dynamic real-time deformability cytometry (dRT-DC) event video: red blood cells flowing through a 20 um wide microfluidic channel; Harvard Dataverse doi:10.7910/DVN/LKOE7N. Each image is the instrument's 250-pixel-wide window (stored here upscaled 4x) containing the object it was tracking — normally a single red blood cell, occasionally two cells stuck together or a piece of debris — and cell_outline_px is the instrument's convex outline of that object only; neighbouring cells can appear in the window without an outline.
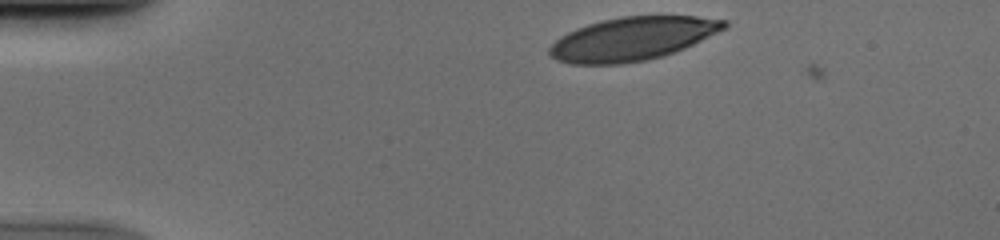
{"species": "human", "species_latin": "Homo sapiens", "temperature_condition": "cold", "stored_images_in_passage": 35, "camera_frame_rate_fps": 3000, "um_per_image_px": 0.085, "donor": {"sex": "male"}, "frame": {"image": 1, "passage_image": 1, "time_ms": 0.0, "image_size_px": [1000, 240], "cell_outline_px": [[728, 28], [684, 48], [664, 56], [644, 60], [620, 64], [572, 64], [556, 60], [548, 52], [548, 48], [560, 36], [576, 28], [588, 24], [620, 16], [696, 16], [728, 20]], "centroid_in_image_um": [53.78, 3.29], "position_along_channel_um": 31.2, "area_um2": 44.16}}
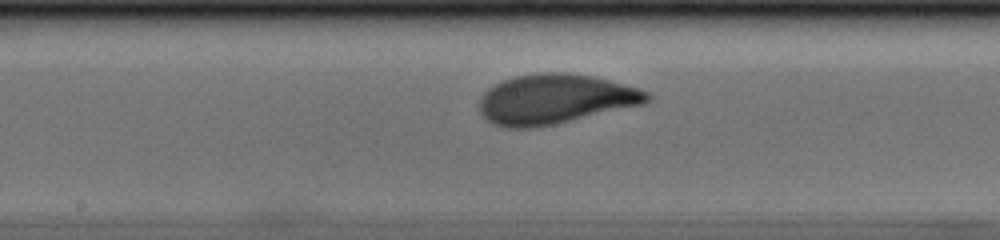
{"frame": {"image": 2, "passage_image": 19, "time_ms": 6.0, "image_size_px": [1000, 240], "cell_outline_px": [[652, 96], [648, 100], [640, 104], [552, 124], [532, 128], [504, 128], [492, 124], [480, 112], [480, 100], [484, 92], [488, 88], [504, 80], [516, 76], [536, 72], [568, 72], [596, 76], [640, 88], [648, 92]], "centroid_in_image_um": [47.15, 8.4], "position_along_channel_um": 201.0, "area_um2": 48.32}}
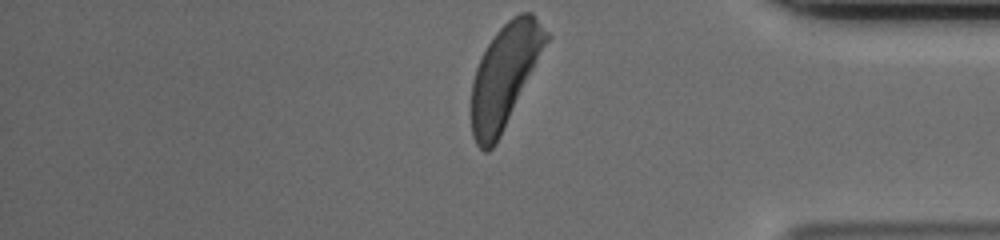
{"frame": {"image": 3, "passage_image": 35, "time_ms": 11.333, "image_size_px": [1000, 240], "cell_outline_px": [[552, 36], [496, 144], [488, 152], [484, 152], [476, 144], [472, 136], [472, 80], [476, 68], [488, 44], [496, 32], [512, 16], [520, 12], [532, 12]], "centroid_in_image_um": [42.93, 6.41], "position_along_channel_um": 392.3, "area_um2": 44.68}}